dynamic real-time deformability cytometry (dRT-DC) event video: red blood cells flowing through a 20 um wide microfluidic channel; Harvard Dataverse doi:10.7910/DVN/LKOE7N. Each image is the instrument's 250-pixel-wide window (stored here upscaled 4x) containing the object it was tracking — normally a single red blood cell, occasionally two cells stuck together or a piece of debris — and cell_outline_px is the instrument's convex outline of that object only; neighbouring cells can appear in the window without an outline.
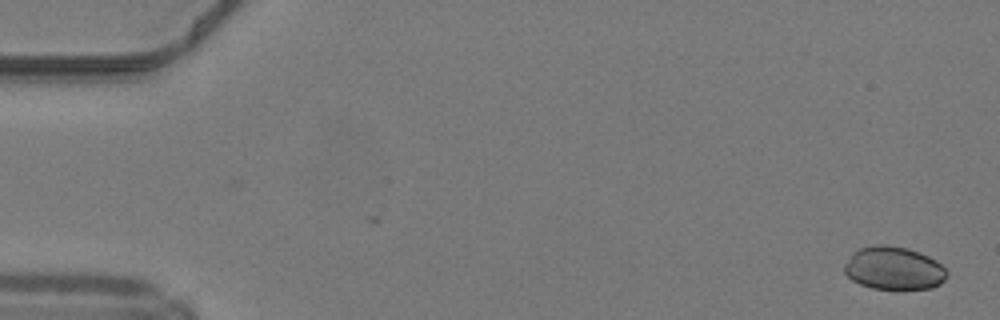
{"species": "common noctule bat (a hibernating species)", "species_latin": "Nyctalus noctula", "temperature_condition": "warm", "stored_images_in_passage": 49, "camera_frame_rate_fps": 3000, "um_per_image_px": 0.085, "animal": {"sex": "male", "body_mass_g": 19.2, "forearm_length_mm": 51.8}, "frame": {"image": 1, "passage_image": 1, "time_ms": 0.0, "image_size_px": [1000, 320], "cell_outline_px": [[948, 276], [940, 284], [932, 288], [896, 292], [872, 288], [860, 284], [852, 280], [844, 272], [844, 264], [852, 252], [860, 248], [876, 244], [884, 244], [908, 248], [928, 256], [936, 260], [948, 272]], "centroid_in_image_um": [75.98, 22.84], "position_along_channel_um": 9.0, "area_um2": 26.53}}
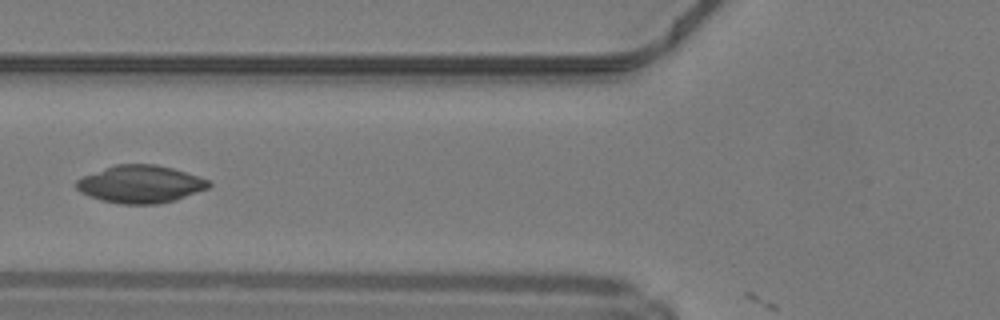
{"frame": {"image": 2, "passage_image": 19, "time_ms": 6.0, "image_size_px": [1000, 320], "cell_outline_px": [[212, 184], [208, 188], [176, 200], [156, 204], [120, 204], [88, 196], [80, 192], [76, 188], [76, 180], [84, 176], [116, 164], [156, 164], [172, 168], [208, 180]], "centroid_in_image_um": [11.93, 15.66], "position_along_channel_um": 113.9, "area_um2": 28.73}}
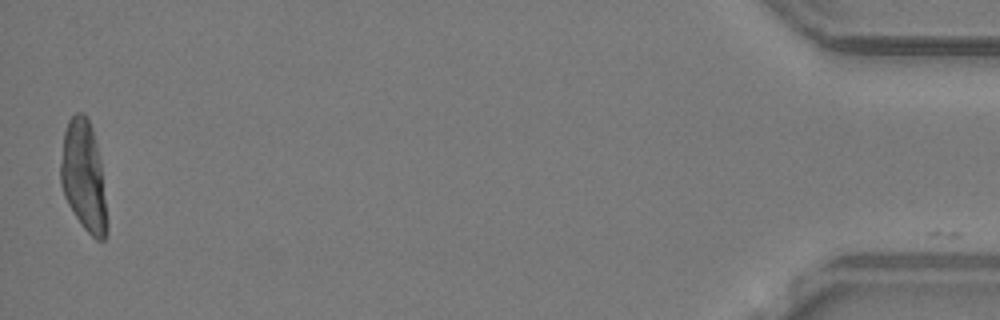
{"frame": {"image": 3, "passage_image": 48, "time_ms": 15.667, "image_size_px": [1000, 320], "cell_outline_px": [[108, 228], [104, 240], [96, 240], [80, 224], [68, 204], [64, 196], [60, 184], [60, 164], [64, 132], [68, 120], [76, 112], [84, 112], [92, 128], [100, 160], [108, 220]], "centroid_in_image_um": [7.1, 15.01], "position_along_channel_um": 428.1, "area_um2": 29.94}, "authors_computed_cell_mechanics": {"area_um2": 27.8018, "velocity_mm_per_s": 4.2373, "shape_relaxation_time_tau1_ms": 6.928, "shape_relaxation_time_tau2_ms": null, "deformation_change_tau1": 0.268, "deformation_change_tau2": null}}